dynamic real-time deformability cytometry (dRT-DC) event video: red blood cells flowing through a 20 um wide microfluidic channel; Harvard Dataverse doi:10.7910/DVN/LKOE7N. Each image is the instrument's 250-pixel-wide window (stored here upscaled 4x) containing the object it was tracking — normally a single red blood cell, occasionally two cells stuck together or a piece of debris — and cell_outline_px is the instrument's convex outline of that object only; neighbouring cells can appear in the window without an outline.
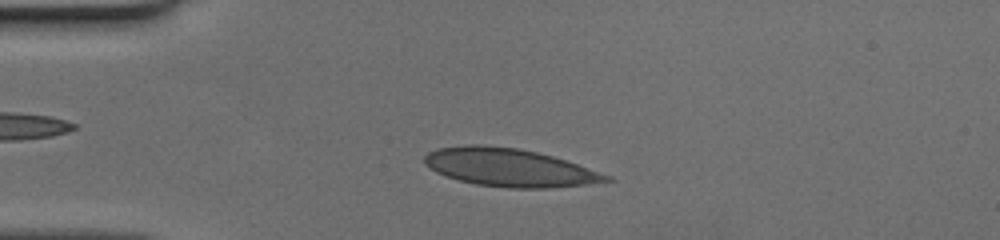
{"species": "human", "species_latin": "Homo sapiens", "temperature_condition": "cold", "stored_images_in_passage": 40, "camera_frame_rate_fps": 3000, "um_per_image_px": 0.085, "donor": {"sex": "female"}, "frame": {"image": 1, "passage_image": 8, "time_ms": 2.333, "image_size_px": [1000, 240], "cell_outline_px": [[616, 180], [588, 184], [544, 188], [508, 188], [476, 184], [444, 176], [436, 172], [424, 164], [424, 156], [428, 152], [436, 148], [464, 144], [484, 144], [516, 148], [536, 152], [552, 156], [612, 176]], "centroid_in_image_um": [43.25, 14.23], "position_along_channel_um": 41.7, "area_um2": 40.29}}
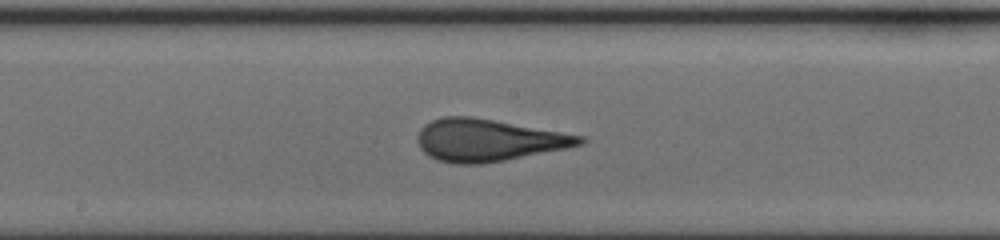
{"frame": {"image": 2, "passage_image": 22, "time_ms": 7.0, "image_size_px": [1000, 240], "cell_outline_px": [[588, 140], [584, 144], [568, 148], [504, 160], [480, 164], [456, 164], [436, 160], [428, 156], [420, 148], [416, 140], [416, 136], [420, 128], [424, 124], [432, 120], [444, 116], [472, 116], [584, 136]], "centroid_in_image_um": [41.47, 11.91], "position_along_channel_um": 206.7, "area_um2": 40.06}}
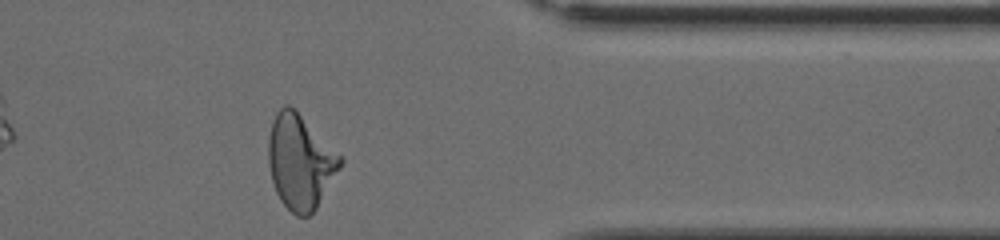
{"frame": {"image": 3, "passage_image": 36, "time_ms": 11.667, "image_size_px": [1000, 240], "cell_outline_px": [[344, 160], [340, 168], [316, 208], [308, 216], [296, 216], [280, 200], [276, 192], [272, 180], [268, 164], [268, 140], [272, 120], [276, 112], [284, 104], [288, 104], [296, 108]], "centroid_in_image_um": [25.49, 13.72], "position_along_channel_um": 385.9, "area_um2": 39.42}}